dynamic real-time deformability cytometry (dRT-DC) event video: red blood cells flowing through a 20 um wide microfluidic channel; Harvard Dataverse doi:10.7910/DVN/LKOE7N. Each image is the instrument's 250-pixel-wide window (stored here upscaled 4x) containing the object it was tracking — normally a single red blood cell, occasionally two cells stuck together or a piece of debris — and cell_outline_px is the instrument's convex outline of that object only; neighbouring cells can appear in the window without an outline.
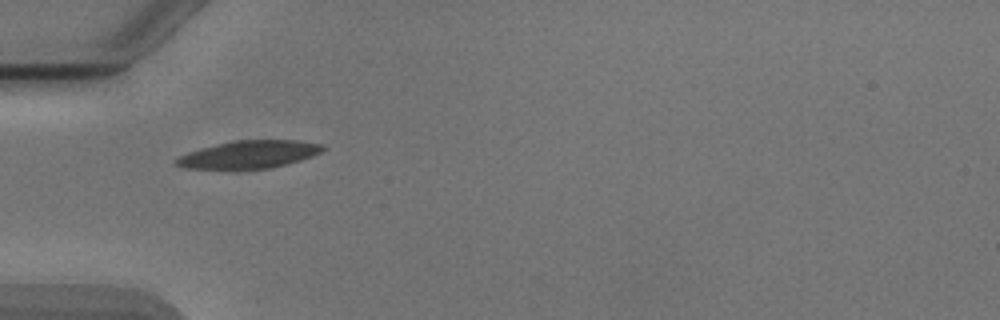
{"species": "Egyptian fruit bat (a non-hibernating species)", "species_latin": "Rousettus aegyptiacus", "temperature_condition": "cold", "stored_images_in_passage": 22, "camera_frame_rate_fps": 3000, "um_per_image_px": 0.085, "animal": {"sex": "male"}, "frame": {"image": 1, "passage_image": 1, "time_ms": 0.0, "image_size_px": [1000, 320], "cell_outline_px": [[328, 148], [312, 156], [300, 160], [268, 168], [236, 172], [184, 168], [176, 164], [176, 160], [180, 156], [188, 152], [216, 144], [236, 140], [300, 140], [320, 144]], "centroid_in_image_um": [21.13, 13.17], "position_along_channel_um": 63.9, "area_um2": 24.33}}
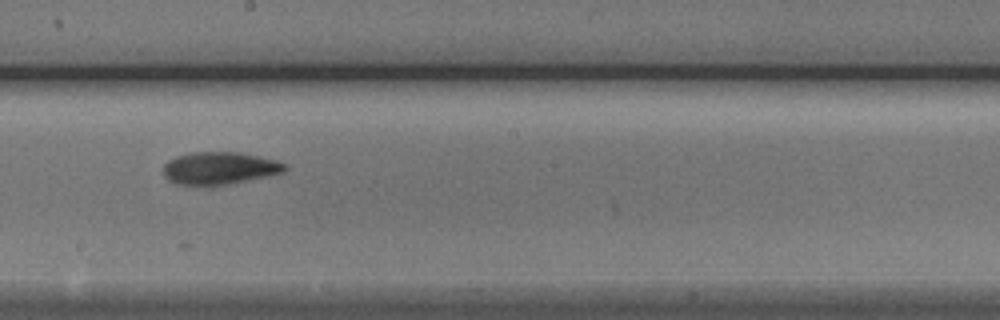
{"frame": {"image": 2, "passage_image": 14, "time_ms": 4.333, "image_size_px": [1000, 320], "cell_outline_px": [[288, 168], [284, 172], [224, 184], [176, 184], [168, 180], [164, 176], [164, 164], [168, 160], [176, 156], [188, 152], [240, 152], [260, 156], [276, 160], [288, 164]], "centroid_in_image_um": [18.65, 14.26], "position_along_channel_um": 229.5, "area_um2": 22.72}}
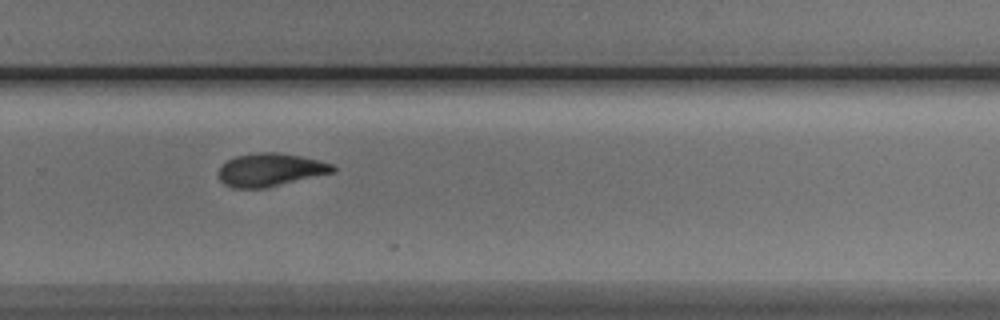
{"frame": {"image": 3, "passage_image": 20, "time_ms": 6.333, "image_size_px": [1000, 320], "cell_outline_px": [[336, 172], [264, 188], [232, 188], [224, 184], [220, 180], [216, 172], [220, 164], [236, 156], [256, 152], [280, 152], [300, 156], [332, 164], [336, 168]], "centroid_in_image_um": [22.92, 14.43], "position_along_channel_um": 306.9, "area_um2": 22.2}}